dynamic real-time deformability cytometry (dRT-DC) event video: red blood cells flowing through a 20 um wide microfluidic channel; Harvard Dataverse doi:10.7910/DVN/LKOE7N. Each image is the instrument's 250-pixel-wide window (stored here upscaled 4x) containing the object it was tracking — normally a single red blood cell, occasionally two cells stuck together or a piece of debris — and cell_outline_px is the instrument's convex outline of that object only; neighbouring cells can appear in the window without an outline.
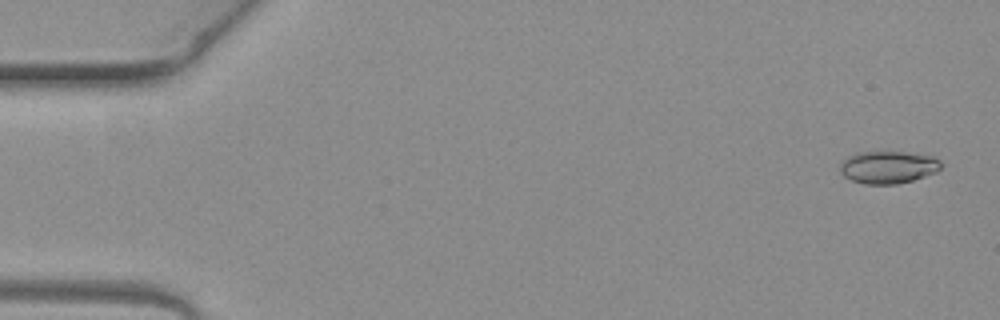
{"species": "common noctule bat (a hibernating species)", "species_latin": "Nyctalus noctula", "temperature_condition": "warm", "stored_images_in_passage": 2, "camera_frame_rate_fps": 3000, "um_per_image_px": 0.085, "animal": {"sex": "female", "body_mass_g": 19.3, "forearm_length_mm": 54.1}, "frame": {"image": 1, "passage_image": 2, "time_ms": 0.333, "image_size_px": [1000, 320], "cell_outline_px": [[940, 168], [936, 172], [912, 180], [896, 184], [864, 184], [852, 180], [844, 176], [840, 172], [840, 164], [848, 156], [860, 152], [904, 152], [932, 156], [940, 160]], "centroid_in_image_um": [75.47, 14.21], "position_along_channel_um": 9.5, "area_um2": 18.9}}